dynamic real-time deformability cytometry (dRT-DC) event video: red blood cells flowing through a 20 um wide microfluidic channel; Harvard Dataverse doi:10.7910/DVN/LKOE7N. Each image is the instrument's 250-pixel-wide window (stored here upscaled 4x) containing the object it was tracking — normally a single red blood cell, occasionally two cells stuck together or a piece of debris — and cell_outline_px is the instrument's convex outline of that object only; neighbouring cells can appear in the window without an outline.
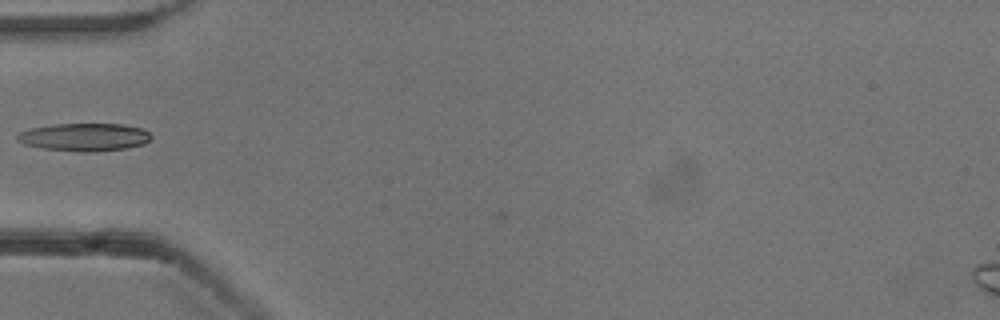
{"species": "common noctule bat (a hibernating species)", "species_latin": "Nyctalus noctula", "temperature_condition": "cold", "stored_images_in_passage": 3, "camera_frame_rate_fps": 3000, "um_per_image_px": 0.085, "animal": {"sex": "male", "body_mass_g": 13.3}, "frame": {"image": 1, "passage_image": 2, "time_ms": 0.333, "image_size_px": [1000, 320], "cell_outline_px": [[152, 140], [144, 144], [124, 148], [92, 152], [80, 152], [44, 148], [24, 144], [16, 140], [16, 136], [20, 132], [32, 128], [52, 124], [124, 124], [140, 128], [148, 132], [152, 136]], "centroid_in_image_um": [7.19, 11.65], "position_along_channel_um": 77.8, "area_um2": 21.68}}